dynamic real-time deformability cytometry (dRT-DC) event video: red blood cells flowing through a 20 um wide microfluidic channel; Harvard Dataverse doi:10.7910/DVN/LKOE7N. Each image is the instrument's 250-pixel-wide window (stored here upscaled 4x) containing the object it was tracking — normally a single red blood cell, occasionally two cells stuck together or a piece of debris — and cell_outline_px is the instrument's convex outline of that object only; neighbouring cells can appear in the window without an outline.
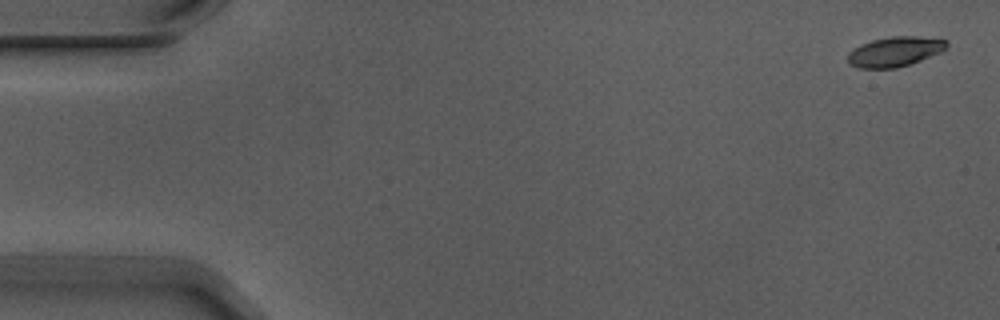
{"species": "Egyptian fruit bat (a non-hibernating species)", "species_latin": "Rousettus aegyptiacus", "temperature_condition": "warm", "stored_images_in_passage": 5, "camera_frame_rate_fps": 3000, "um_per_image_px": 0.085, "animal": {"sex": "male"}, "frame": {"image": 1, "passage_image": 1, "time_ms": 0.0, "image_size_px": [1000, 320], "cell_outline_px": [[948, 44], [940, 52], [920, 60], [896, 68], [860, 68], [848, 64], [848, 52], [852, 48], [860, 44], [872, 40], [892, 36], [916, 36], [948, 40]], "centroid_in_image_um": [76.01, 4.38], "position_along_channel_um": 9.0, "area_um2": 17.11}}
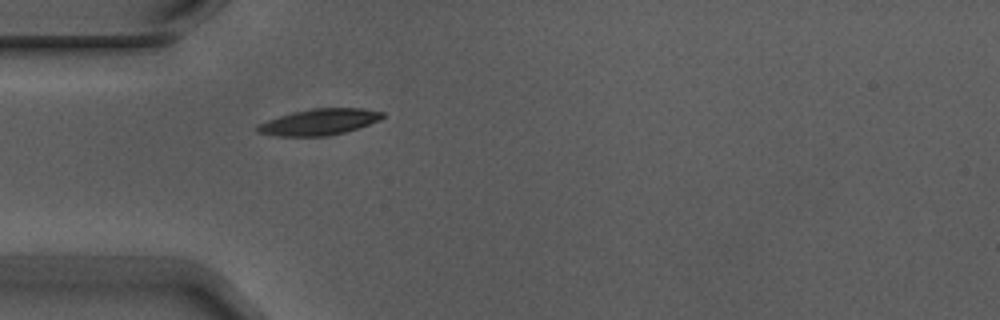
{"frame": {"image": 2, "passage_image": 5, "time_ms": 1.333, "image_size_px": [1000, 320], "cell_outline_px": [[384, 116], [380, 120], [344, 132], [328, 136], [276, 136], [256, 132], [256, 124], [292, 112], [312, 108], [360, 108], [384, 112]], "centroid_in_image_um": [27.1, 10.37], "position_along_channel_um": 57.9, "area_um2": 19.02}}